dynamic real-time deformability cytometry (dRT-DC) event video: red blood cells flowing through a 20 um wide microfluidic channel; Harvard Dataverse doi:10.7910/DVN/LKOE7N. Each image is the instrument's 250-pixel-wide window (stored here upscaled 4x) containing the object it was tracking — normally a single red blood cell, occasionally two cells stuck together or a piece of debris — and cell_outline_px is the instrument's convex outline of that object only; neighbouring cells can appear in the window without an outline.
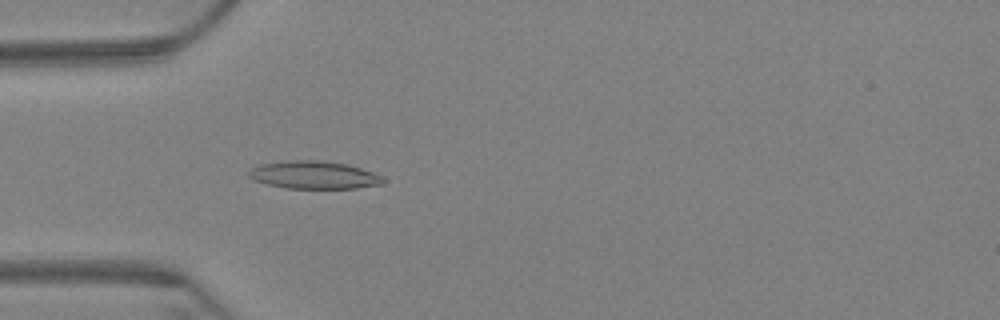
{"species": "Egyptian fruit bat (a non-hibernating species)", "species_latin": "Rousettus aegyptiacus", "temperature_condition": "warm", "stored_images_in_passage": 63, "camera_frame_rate_fps": 3000, "um_per_image_px": 0.085, "animal": {"sex": "female"}, "frame": {"image": 1, "passage_image": 19, "time_ms": 6.0, "image_size_px": [1000, 320], "cell_outline_px": [[384, 184], [356, 188], [288, 188], [268, 184], [252, 180], [248, 176], [248, 172], [252, 168], [260, 164], [288, 160], [324, 160], [344, 164], [360, 168], [384, 176]], "centroid_in_image_um": [26.68, 14.87], "position_along_channel_um": 58.3, "area_um2": 21.73}}
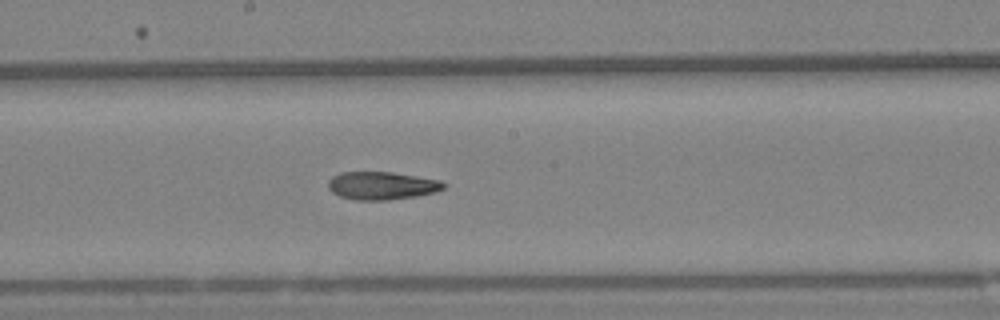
{"frame": {"image": 2, "passage_image": 34, "time_ms": 11.0, "image_size_px": [1000, 320], "cell_outline_px": [[448, 184], [444, 188], [436, 192], [416, 196], [388, 200], [356, 200], [340, 196], [332, 192], [328, 188], [328, 180], [332, 176], [340, 172], [392, 172], [440, 180]], "centroid_in_image_um": [32.46, 15.78], "position_along_channel_um": 215.7, "area_um2": 18.9}}
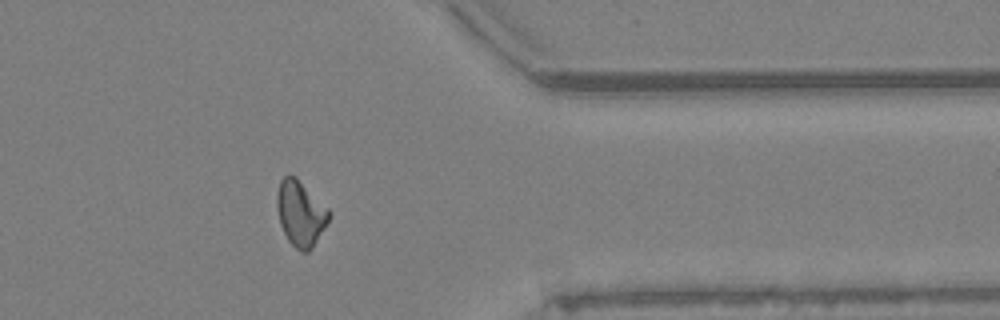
{"frame": {"image": 3, "passage_image": 51, "time_ms": 16.667, "image_size_px": [1000, 320], "cell_outline_px": [[328, 220], [324, 228], [312, 248], [308, 252], [300, 252], [288, 240], [280, 224], [276, 204], [276, 196], [280, 180], [288, 172], [296, 176], [328, 208]], "centroid_in_image_um": [25.51, 18.1], "position_along_channel_um": 385.9, "area_um2": 19.77}, "authors_computed_cell_mechanics": {"area_um2": 19.363, "velocity_mm_per_s": 3.2374, "shape_relaxation_time_tau1_ms": null, "shape_relaxation_time_tau2_ms": 5.0038, "deformation_change_tau1": null, "deformation_change_tau2": 0.1228}}